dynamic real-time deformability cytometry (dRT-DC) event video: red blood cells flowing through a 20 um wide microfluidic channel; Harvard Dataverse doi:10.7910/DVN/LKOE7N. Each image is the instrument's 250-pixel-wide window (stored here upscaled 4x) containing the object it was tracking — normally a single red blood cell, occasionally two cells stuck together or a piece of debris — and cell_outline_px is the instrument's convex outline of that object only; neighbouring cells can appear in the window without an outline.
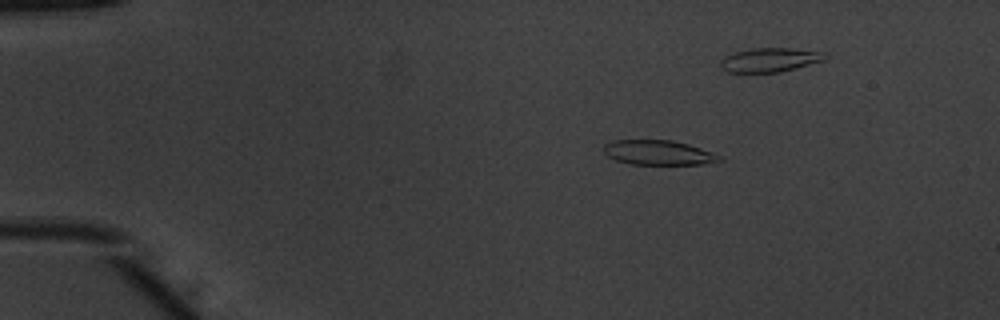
{"species": "common noctule bat (a hibernating species)", "species_latin": "Nyctalus noctula", "temperature_condition": "warm", "stored_images_in_passage": 47, "segment_of_instrument_passage": [1, 2], "camera_frame_rate_fps": 3000, "um_per_image_px": 0.085, "animal": {"sex": "male", "body_mass_g": 20.1, "forearm_length_mm": 53.5}, "frame": {"image": 1, "passage_image": 3, "time_ms": 0.667, "image_size_px": [1000, 320], "cell_outline_px": [[724, 160], [704, 164], [632, 164], [616, 160], [608, 156], [604, 152], [604, 144], [612, 140], [672, 140], [688, 144], [724, 156]], "centroid_in_image_um": [56.0, 12.97], "position_along_channel_um": 29.0, "area_um2": 16.7}}
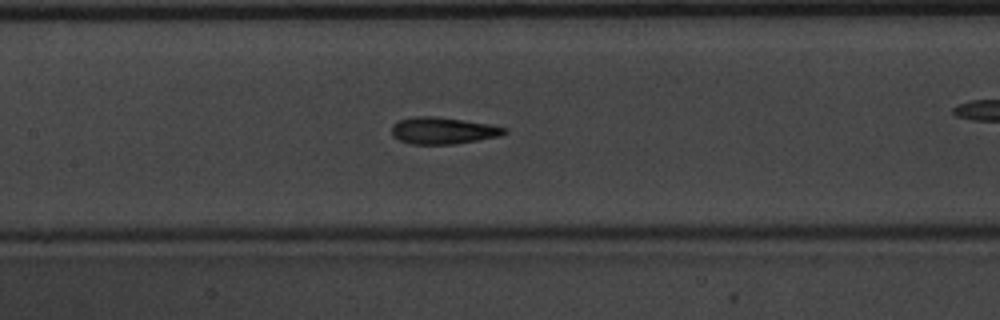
{"frame": {"image": 2, "passage_image": 19, "time_ms": 6.0, "image_size_px": [1000, 320], "cell_outline_px": [[508, 132], [500, 136], [452, 144], [412, 144], [400, 140], [392, 136], [392, 124], [400, 120], [416, 116], [436, 116], [488, 124], [508, 128]], "centroid_in_image_um": [37.65, 11.1], "position_along_channel_um": 169.8, "area_um2": 17.46}}
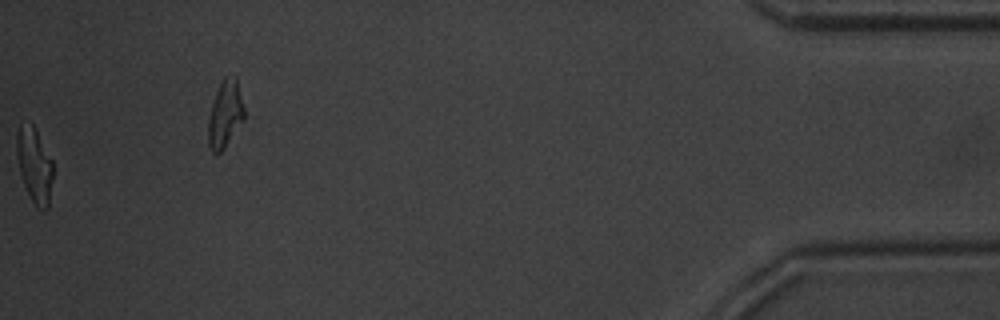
{"frame": {"image": 3, "passage_image": 46, "time_ms": 15.0, "image_size_px": [1000, 320], "cell_outline_px": [[52, 176], [48, 208], [44, 212], [36, 208], [24, 184], [20, 172], [16, 156], [16, 136], [20, 124], [32, 124], [36, 128], [52, 160]], "centroid_in_image_um": [2.92, 14.04], "position_along_channel_um": 432.3, "area_um2": 15.84}}